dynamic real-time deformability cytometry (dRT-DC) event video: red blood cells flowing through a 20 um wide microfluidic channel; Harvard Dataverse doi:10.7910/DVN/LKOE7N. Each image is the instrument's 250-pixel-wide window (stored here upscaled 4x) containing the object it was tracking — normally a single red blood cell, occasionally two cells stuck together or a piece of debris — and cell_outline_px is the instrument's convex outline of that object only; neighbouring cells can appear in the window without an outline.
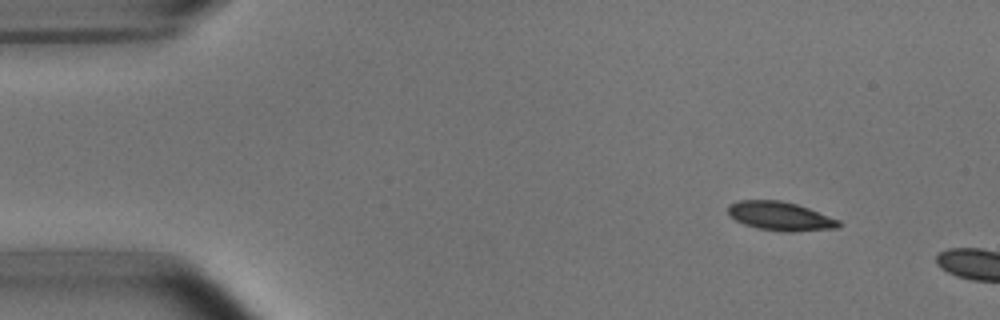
{"species": "common noctule bat (a hibernating species)", "species_latin": "Nyctalus noctula", "temperature_condition": "room temperature", "stored_images_in_passage": 2, "camera_frame_rate_fps": 3000, "um_per_image_px": 0.085, "animal": {"sex": "male", "body_mass_g": 15.6}, "frame": {"image": 1, "passage_image": 1, "time_ms": 0.0, "image_size_px": [1000, 320], "cell_outline_px": [[840, 228], [792, 232], [784, 232], [756, 228], [744, 224], [728, 216], [728, 204], [740, 200], [780, 200], [796, 204], [808, 208], [840, 220]], "centroid_in_image_um": [66.31, 18.38], "position_along_channel_um": 18.7, "area_um2": 18.73}}